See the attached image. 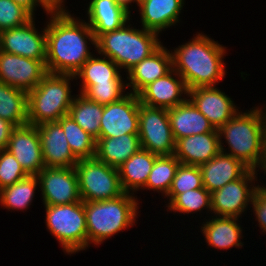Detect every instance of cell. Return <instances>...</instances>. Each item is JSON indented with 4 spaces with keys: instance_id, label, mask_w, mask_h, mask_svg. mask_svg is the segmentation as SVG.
Instances as JSON below:
<instances>
[{
    "instance_id": "obj_1",
    "label": "cell",
    "mask_w": 266,
    "mask_h": 266,
    "mask_svg": "<svg viewBox=\"0 0 266 266\" xmlns=\"http://www.w3.org/2000/svg\"><path fill=\"white\" fill-rule=\"evenodd\" d=\"M64 7L54 6L48 13L45 66L48 73L75 75L94 55L88 45L96 46V39L87 22Z\"/></svg>"
},
{
    "instance_id": "obj_2",
    "label": "cell",
    "mask_w": 266,
    "mask_h": 266,
    "mask_svg": "<svg viewBox=\"0 0 266 266\" xmlns=\"http://www.w3.org/2000/svg\"><path fill=\"white\" fill-rule=\"evenodd\" d=\"M225 48L206 34L198 33L171 51L173 69L183 78L188 90L216 86L226 74L222 60L227 53Z\"/></svg>"
},
{
    "instance_id": "obj_3",
    "label": "cell",
    "mask_w": 266,
    "mask_h": 266,
    "mask_svg": "<svg viewBox=\"0 0 266 266\" xmlns=\"http://www.w3.org/2000/svg\"><path fill=\"white\" fill-rule=\"evenodd\" d=\"M252 109L244 113L237 112L218 131L221 152L241 160L250 169L257 170L262 168L265 160L266 111L259 107ZM223 138L228 144V153L224 149Z\"/></svg>"
},
{
    "instance_id": "obj_4",
    "label": "cell",
    "mask_w": 266,
    "mask_h": 266,
    "mask_svg": "<svg viewBox=\"0 0 266 266\" xmlns=\"http://www.w3.org/2000/svg\"><path fill=\"white\" fill-rule=\"evenodd\" d=\"M125 23L121 28L101 34L95 50L110 58L120 69L129 72L136 64L154 53L161 45L158 33L144 28L134 29Z\"/></svg>"
},
{
    "instance_id": "obj_5",
    "label": "cell",
    "mask_w": 266,
    "mask_h": 266,
    "mask_svg": "<svg viewBox=\"0 0 266 266\" xmlns=\"http://www.w3.org/2000/svg\"><path fill=\"white\" fill-rule=\"evenodd\" d=\"M131 193H123L114 199L85 202L88 246L99 245L114 234L136 223L138 201Z\"/></svg>"
},
{
    "instance_id": "obj_6",
    "label": "cell",
    "mask_w": 266,
    "mask_h": 266,
    "mask_svg": "<svg viewBox=\"0 0 266 266\" xmlns=\"http://www.w3.org/2000/svg\"><path fill=\"white\" fill-rule=\"evenodd\" d=\"M71 74L47 73L42 81L27 94L28 123L38 126L57 122L68 115L75 96L71 95Z\"/></svg>"
},
{
    "instance_id": "obj_7",
    "label": "cell",
    "mask_w": 266,
    "mask_h": 266,
    "mask_svg": "<svg viewBox=\"0 0 266 266\" xmlns=\"http://www.w3.org/2000/svg\"><path fill=\"white\" fill-rule=\"evenodd\" d=\"M48 231L59 241L66 254L88 247L84 201L66 205H44Z\"/></svg>"
},
{
    "instance_id": "obj_8",
    "label": "cell",
    "mask_w": 266,
    "mask_h": 266,
    "mask_svg": "<svg viewBox=\"0 0 266 266\" xmlns=\"http://www.w3.org/2000/svg\"><path fill=\"white\" fill-rule=\"evenodd\" d=\"M75 170L82 201L114 199L124 193L118 169L103 163L96 157L80 159Z\"/></svg>"
},
{
    "instance_id": "obj_9",
    "label": "cell",
    "mask_w": 266,
    "mask_h": 266,
    "mask_svg": "<svg viewBox=\"0 0 266 266\" xmlns=\"http://www.w3.org/2000/svg\"><path fill=\"white\" fill-rule=\"evenodd\" d=\"M138 125L141 148L158 156L175 153L176 141L171 130L167 109L140 103Z\"/></svg>"
},
{
    "instance_id": "obj_10",
    "label": "cell",
    "mask_w": 266,
    "mask_h": 266,
    "mask_svg": "<svg viewBox=\"0 0 266 266\" xmlns=\"http://www.w3.org/2000/svg\"><path fill=\"white\" fill-rule=\"evenodd\" d=\"M257 171L249 169L241 178L227 183L211 193V212L214 216L241 217L249 203H252L256 189L254 181ZM250 183V185H249Z\"/></svg>"
},
{
    "instance_id": "obj_11",
    "label": "cell",
    "mask_w": 266,
    "mask_h": 266,
    "mask_svg": "<svg viewBox=\"0 0 266 266\" xmlns=\"http://www.w3.org/2000/svg\"><path fill=\"white\" fill-rule=\"evenodd\" d=\"M36 176L44 205L82 201L75 167H44Z\"/></svg>"
},
{
    "instance_id": "obj_12",
    "label": "cell",
    "mask_w": 266,
    "mask_h": 266,
    "mask_svg": "<svg viewBox=\"0 0 266 266\" xmlns=\"http://www.w3.org/2000/svg\"><path fill=\"white\" fill-rule=\"evenodd\" d=\"M140 100L129 93L118 101L103 106L99 138H114L138 134Z\"/></svg>"
},
{
    "instance_id": "obj_13",
    "label": "cell",
    "mask_w": 266,
    "mask_h": 266,
    "mask_svg": "<svg viewBox=\"0 0 266 266\" xmlns=\"http://www.w3.org/2000/svg\"><path fill=\"white\" fill-rule=\"evenodd\" d=\"M45 60H35L0 51V82L27 94L47 74Z\"/></svg>"
},
{
    "instance_id": "obj_14",
    "label": "cell",
    "mask_w": 266,
    "mask_h": 266,
    "mask_svg": "<svg viewBox=\"0 0 266 266\" xmlns=\"http://www.w3.org/2000/svg\"><path fill=\"white\" fill-rule=\"evenodd\" d=\"M34 17L22 26L0 32V51L35 60H46V27L35 28Z\"/></svg>"
},
{
    "instance_id": "obj_15",
    "label": "cell",
    "mask_w": 266,
    "mask_h": 266,
    "mask_svg": "<svg viewBox=\"0 0 266 266\" xmlns=\"http://www.w3.org/2000/svg\"><path fill=\"white\" fill-rule=\"evenodd\" d=\"M28 175H37L44 167L37 126H16L9 138L7 149Z\"/></svg>"
},
{
    "instance_id": "obj_16",
    "label": "cell",
    "mask_w": 266,
    "mask_h": 266,
    "mask_svg": "<svg viewBox=\"0 0 266 266\" xmlns=\"http://www.w3.org/2000/svg\"><path fill=\"white\" fill-rule=\"evenodd\" d=\"M187 98L219 130L239 110L234 101L216 86L188 90Z\"/></svg>"
},
{
    "instance_id": "obj_17",
    "label": "cell",
    "mask_w": 266,
    "mask_h": 266,
    "mask_svg": "<svg viewBox=\"0 0 266 266\" xmlns=\"http://www.w3.org/2000/svg\"><path fill=\"white\" fill-rule=\"evenodd\" d=\"M177 79H176V78ZM188 89L183 78L172 69L169 73L147 85L139 94L140 103L157 108L171 109L183 103Z\"/></svg>"
},
{
    "instance_id": "obj_18",
    "label": "cell",
    "mask_w": 266,
    "mask_h": 266,
    "mask_svg": "<svg viewBox=\"0 0 266 266\" xmlns=\"http://www.w3.org/2000/svg\"><path fill=\"white\" fill-rule=\"evenodd\" d=\"M45 167H75L79 161L72 153L65 133L58 122L37 126Z\"/></svg>"
},
{
    "instance_id": "obj_19",
    "label": "cell",
    "mask_w": 266,
    "mask_h": 266,
    "mask_svg": "<svg viewBox=\"0 0 266 266\" xmlns=\"http://www.w3.org/2000/svg\"><path fill=\"white\" fill-rule=\"evenodd\" d=\"M199 168L203 187L210 193L241 178L250 169L241 160L221 151L208 162L199 165Z\"/></svg>"
},
{
    "instance_id": "obj_20",
    "label": "cell",
    "mask_w": 266,
    "mask_h": 266,
    "mask_svg": "<svg viewBox=\"0 0 266 266\" xmlns=\"http://www.w3.org/2000/svg\"><path fill=\"white\" fill-rule=\"evenodd\" d=\"M173 69L171 52L163 44L150 56L126 73L131 93L138 95L147 85L163 77Z\"/></svg>"
},
{
    "instance_id": "obj_21",
    "label": "cell",
    "mask_w": 266,
    "mask_h": 266,
    "mask_svg": "<svg viewBox=\"0 0 266 266\" xmlns=\"http://www.w3.org/2000/svg\"><path fill=\"white\" fill-rule=\"evenodd\" d=\"M220 151L219 132H208L178 139L174 155L182 164L199 166Z\"/></svg>"
},
{
    "instance_id": "obj_22",
    "label": "cell",
    "mask_w": 266,
    "mask_h": 266,
    "mask_svg": "<svg viewBox=\"0 0 266 266\" xmlns=\"http://www.w3.org/2000/svg\"><path fill=\"white\" fill-rule=\"evenodd\" d=\"M167 112L175 141L190 135L219 132L189 99Z\"/></svg>"
},
{
    "instance_id": "obj_23",
    "label": "cell",
    "mask_w": 266,
    "mask_h": 266,
    "mask_svg": "<svg viewBox=\"0 0 266 266\" xmlns=\"http://www.w3.org/2000/svg\"><path fill=\"white\" fill-rule=\"evenodd\" d=\"M184 0H140L141 27L160 33L178 23Z\"/></svg>"
},
{
    "instance_id": "obj_24",
    "label": "cell",
    "mask_w": 266,
    "mask_h": 266,
    "mask_svg": "<svg viewBox=\"0 0 266 266\" xmlns=\"http://www.w3.org/2000/svg\"><path fill=\"white\" fill-rule=\"evenodd\" d=\"M87 9V24L95 39L101 34L121 28L130 21V13L115 0H91Z\"/></svg>"
},
{
    "instance_id": "obj_25",
    "label": "cell",
    "mask_w": 266,
    "mask_h": 266,
    "mask_svg": "<svg viewBox=\"0 0 266 266\" xmlns=\"http://www.w3.org/2000/svg\"><path fill=\"white\" fill-rule=\"evenodd\" d=\"M237 217L215 216L203 222L201 227L204 239L210 247L215 249H229L242 247L243 229L238 223ZM237 221V222H236Z\"/></svg>"
},
{
    "instance_id": "obj_26",
    "label": "cell",
    "mask_w": 266,
    "mask_h": 266,
    "mask_svg": "<svg viewBox=\"0 0 266 266\" xmlns=\"http://www.w3.org/2000/svg\"><path fill=\"white\" fill-rule=\"evenodd\" d=\"M157 156L140 148L118 168L121 187L125 193L134 194L146 185Z\"/></svg>"
},
{
    "instance_id": "obj_27",
    "label": "cell",
    "mask_w": 266,
    "mask_h": 266,
    "mask_svg": "<svg viewBox=\"0 0 266 266\" xmlns=\"http://www.w3.org/2000/svg\"><path fill=\"white\" fill-rule=\"evenodd\" d=\"M141 148L138 134H125L96 140L95 157L114 168H119Z\"/></svg>"
},
{
    "instance_id": "obj_28",
    "label": "cell",
    "mask_w": 266,
    "mask_h": 266,
    "mask_svg": "<svg viewBox=\"0 0 266 266\" xmlns=\"http://www.w3.org/2000/svg\"><path fill=\"white\" fill-rule=\"evenodd\" d=\"M93 56L75 74L76 80L80 78L82 81L80 94H83L94 84L109 83V81H123L120 68L110 58Z\"/></svg>"
},
{
    "instance_id": "obj_29",
    "label": "cell",
    "mask_w": 266,
    "mask_h": 266,
    "mask_svg": "<svg viewBox=\"0 0 266 266\" xmlns=\"http://www.w3.org/2000/svg\"><path fill=\"white\" fill-rule=\"evenodd\" d=\"M0 118L15 126L28 124L27 93L0 82Z\"/></svg>"
},
{
    "instance_id": "obj_30",
    "label": "cell",
    "mask_w": 266,
    "mask_h": 266,
    "mask_svg": "<svg viewBox=\"0 0 266 266\" xmlns=\"http://www.w3.org/2000/svg\"><path fill=\"white\" fill-rule=\"evenodd\" d=\"M69 108L73 120L96 140L99 139L100 121L103 114V105L88 100L84 95L78 94Z\"/></svg>"
},
{
    "instance_id": "obj_31",
    "label": "cell",
    "mask_w": 266,
    "mask_h": 266,
    "mask_svg": "<svg viewBox=\"0 0 266 266\" xmlns=\"http://www.w3.org/2000/svg\"><path fill=\"white\" fill-rule=\"evenodd\" d=\"M67 138L73 155L78 159L93 158L96 154V139L84 131L70 115L62 116L57 121Z\"/></svg>"
},
{
    "instance_id": "obj_32",
    "label": "cell",
    "mask_w": 266,
    "mask_h": 266,
    "mask_svg": "<svg viewBox=\"0 0 266 266\" xmlns=\"http://www.w3.org/2000/svg\"><path fill=\"white\" fill-rule=\"evenodd\" d=\"M38 185L39 181L36 175H27L20 181L1 189V206L8 210L28 209L32 203Z\"/></svg>"
},
{
    "instance_id": "obj_33",
    "label": "cell",
    "mask_w": 266,
    "mask_h": 266,
    "mask_svg": "<svg viewBox=\"0 0 266 266\" xmlns=\"http://www.w3.org/2000/svg\"><path fill=\"white\" fill-rule=\"evenodd\" d=\"M180 161L175 155H160L155 158L146 185L142 189H151L167 196Z\"/></svg>"
},
{
    "instance_id": "obj_34",
    "label": "cell",
    "mask_w": 266,
    "mask_h": 266,
    "mask_svg": "<svg viewBox=\"0 0 266 266\" xmlns=\"http://www.w3.org/2000/svg\"><path fill=\"white\" fill-rule=\"evenodd\" d=\"M166 207L171 212L196 213L207 208L211 212V193L205 188L187 190L182 194H167Z\"/></svg>"
},
{
    "instance_id": "obj_35",
    "label": "cell",
    "mask_w": 266,
    "mask_h": 266,
    "mask_svg": "<svg viewBox=\"0 0 266 266\" xmlns=\"http://www.w3.org/2000/svg\"><path fill=\"white\" fill-rule=\"evenodd\" d=\"M127 84L124 81H109V83L91 85L82 95L88 100L108 105L123 98Z\"/></svg>"
},
{
    "instance_id": "obj_36",
    "label": "cell",
    "mask_w": 266,
    "mask_h": 266,
    "mask_svg": "<svg viewBox=\"0 0 266 266\" xmlns=\"http://www.w3.org/2000/svg\"><path fill=\"white\" fill-rule=\"evenodd\" d=\"M203 188L199 166L180 163L168 194H182L187 190Z\"/></svg>"
},
{
    "instance_id": "obj_37",
    "label": "cell",
    "mask_w": 266,
    "mask_h": 266,
    "mask_svg": "<svg viewBox=\"0 0 266 266\" xmlns=\"http://www.w3.org/2000/svg\"><path fill=\"white\" fill-rule=\"evenodd\" d=\"M33 17L26 8L13 0H0V32L22 26Z\"/></svg>"
},
{
    "instance_id": "obj_38",
    "label": "cell",
    "mask_w": 266,
    "mask_h": 266,
    "mask_svg": "<svg viewBox=\"0 0 266 266\" xmlns=\"http://www.w3.org/2000/svg\"><path fill=\"white\" fill-rule=\"evenodd\" d=\"M27 175L8 150H0V190L20 181Z\"/></svg>"
},
{
    "instance_id": "obj_39",
    "label": "cell",
    "mask_w": 266,
    "mask_h": 266,
    "mask_svg": "<svg viewBox=\"0 0 266 266\" xmlns=\"http://www.w3.org/2000/svg\"><path fill=\"white\" fill-rule=\"evenodd\" d=\"M250 205H253V212L256 216L255 220H257L260 229H262L263 233H266V186L264 187L263 185L261 187L259 185Z\"/></svg>"
},
{
    "instance_id": "obj_40",
    "label": "cell",
    "mask_w": 266,
    "mask_h": 266,
    "mask_svg": "<svg viewBox=\"0 0 266 266\" xmlns=\"http://www.w3.org/2000/svg\"><path fill=\"white\" fill-rule=\"evenodd\" d=\"M15 3L20 4L26 8L33 16L35 14L36 6H42V8L48 14L49 11L54 7L49 0H13Z\"/></svg>"
},
{
    "instance_id": "obj_41",
    "label": "cell",
    "mask_w": 266,
    "mask_h": 266,
    "mask_svg": "<svg viewBox=\"0 0 266 266\" xmlns=\"http://www.w3.org/2000/svg\"><path fill=\"white\" fill-rule=\"evenodd\" d=\"M16 126L0 118V150L7 149L9 138Z\"/></svg>"
},
{
    "instance_id": "obj_42",
    "label": "cell",
    "mask_w": 266,
    "mask_h": 266,
    "mask_svg": "<svg viewBox=\"0 0 266 266\" xmlns=\"http://www.w3.org/2000/svg\"><path fill=\"white\" fill-rule=\"evenodd\" d=\"M116 3L118 5H120L121 7H123L127 12L131 13L130 11V7H129V4L131 5V3L135 2L138 6H139V3H140V0H115Z\"/></svg>"
},
{
    "instance_id": "obj_43",
    "label": "cell",
    "mask_w": 266,
    "mask_h": 266,
    "mask_svg": "<svg viewBox=\"0 0 266 266\" xmlns=\"http://www.w3.org/2000/svg\"><path fill=\"white\" fill-rule=\"evenodd\" d=\"M53 6H64V0H49Z\"/></svg>"
},
{
    "instance_id": "obj_44",
    "label": "cell",
    "mask_w": 266,
    "mask_h": 266,
    "mask_svg": "<svg viewBox=\"0 0 266 266\" xmlns=\"http://www.w3.org/2000/svg\"><path fill=\"white\" fill-rule=\"evenodd\" d=\"M261 170L264 171V174H266V149H265V160H264V163H263Z\"/></svg>"
}]
</instances>
